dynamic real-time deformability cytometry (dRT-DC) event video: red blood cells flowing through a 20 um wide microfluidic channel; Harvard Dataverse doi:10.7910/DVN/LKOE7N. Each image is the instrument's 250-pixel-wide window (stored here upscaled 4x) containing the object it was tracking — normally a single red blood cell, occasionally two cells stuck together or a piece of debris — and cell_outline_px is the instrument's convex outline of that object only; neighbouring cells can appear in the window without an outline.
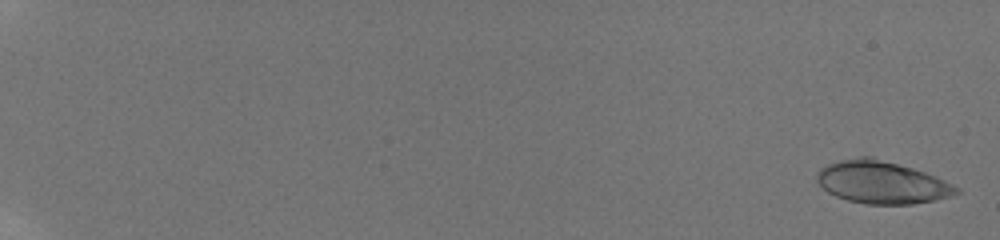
{"species": "human", "species_latin": "Homo sapiens", "temperature_condition": "room temperature", "stored_images_in_passage": 37, "camera_frame_rate_fps": 3000, "um_per_image_px": 0.085, "donor": {"sex": "male"}, "frame": {"image": 1, "passage_image": 1, "time_ms": 0.0, "image_size_px": [1000, 240], "cell_outline_px": [[960, 192], [952, 196], [912, 204], [868, 204], [848, 200], [836, 196], [828, 192], [816, 180], [816, 172], [820, 168], [828, 164], [840, 160], [860, 156], [872, 156], [912, 168], [936, 176], [960, 188]], "centroid_in_image_um": [74.94, 15.49], "position_along_channel_um": 10.1, "area_um2": 34.45}}
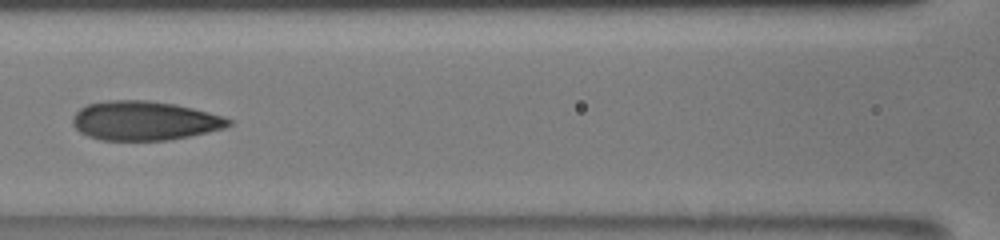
{"frame": {"image": 2, "passage_image": 20, "time_ms": 10.0, "image_size_px": [1000, 240], "cell_outline_px": [[232, 124], [224, 128], [208, 132], [168, 140], [100, 140], [88, 136], [80, 132], [72, 124], [72, 116], [80, 108], [88, 104], [108, 100], [148, 100], [176, 104], [224, 116], [232, 120]], "centroid_in_image_um": [12.27, 10.26], "position_along_channel_um": 154.3, "area_um2": 35.66}}
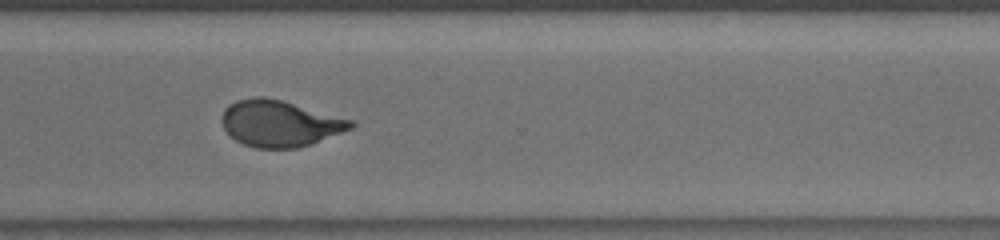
{"frame": {"image": 3, "passage_image": 32, "time_ms": 15.0, "image_size_px": [1000, 240], "cell_outline_px": [[356, 124], [352, 128], [312, 144], [296, 148], [256, 148], [244, 144], [228, 136], [220, 120], [224, 108], [228, 104], [236, 100], [252, 96], [264, 96], [280, 100], [356, 120]], "centroid_in_image_um": [23.76, 10.48], "position_along_channel_um": 346.8, "area_um2": 35.2}, "authors_computed_cell_mechanics": {"area_um2": 34.5644, "velocity_mm_per_s": 3.8624, "shape_relaxation_time_tau1_ms": 7.6176, "shape_relaxation_time_tau2_ms": 0.8099, "deformation_change_tau1": 0.2171, "deformation_change_tau2": 0.0731}}